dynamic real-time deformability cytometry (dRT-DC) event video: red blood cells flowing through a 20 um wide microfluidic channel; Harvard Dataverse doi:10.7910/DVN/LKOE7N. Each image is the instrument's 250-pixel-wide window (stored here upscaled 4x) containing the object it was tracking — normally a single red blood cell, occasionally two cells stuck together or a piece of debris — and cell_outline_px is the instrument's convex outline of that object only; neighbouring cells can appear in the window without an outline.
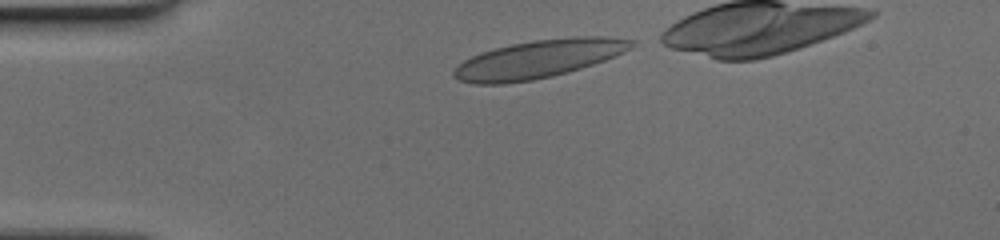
{"species": "human", "species_latin": "Homo sapiens", "temperature_condition": "cold", "stored_images_in_passage": 34, "camera_frame_rate_fps": 3000, "um_per_image_px": 0.085, "donor": {"sex": "female"}, "frame": {"image": 1, "passage_image": 1, "time_ms": 0.0, "image_size_px": [1000, 240], "cell_outline_px": [[636, 44], [632, 48], [624, 52], [604, 60], [568, 72], [552, 76], [532, 80], [504, 84], [472, 84], [460, 80], [452, 76], [452, 72], [464, 60], [480, 52], [512, 44], [532, 40], [576, 36], [608, 36], [636, 40]], "centroid_in_image_um": [45.8, 5.01], "position_along_channel_um": 39.2, "area_um2": 39.48}}
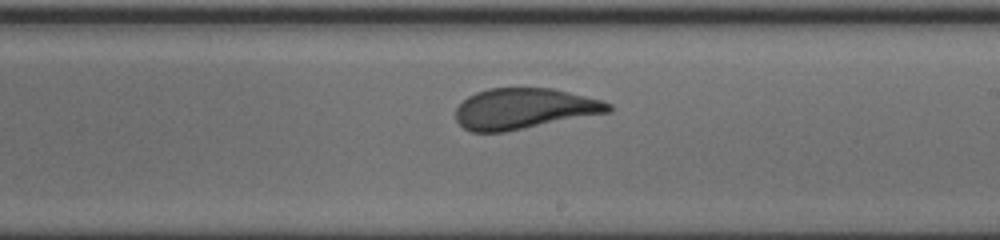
{"frame": {"image": 2, "passage_image": 19, "time_ms": 6.0, "image_size_px": [1000, 240], "cell_outline_px": [[612, 112], [504, 132], [472, 132], [464, 128], [456, 120], [456, 108], [468, 96], [476, 92], [488, 88], [552, 88], [600, 100], [612, 104]], "centroid_in_image_um": [44.55, 9.24], "position_along_channel_um": 244.5, "area_um2": 36.18}}
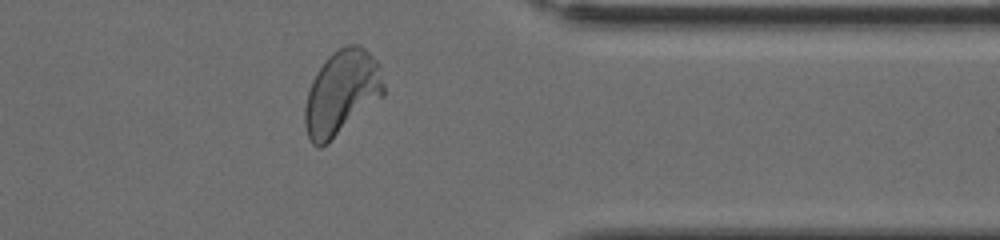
{"frame": {"image": 3, "passage_image": 30, "time_ms": 9.667, "image_size_px": [1000, 240], "cell_outline_px": [[384, 96], [328, 144], [320, 148], [316, 148], [312, 144], [308, 136], [304, 124], [304, 108], [308, 92], [312, 80], [316, 72], [328, 56], [340, 48], [348, 44], [360, 44], [376, 60], [384, 84]], "centroid_in_image_um": [29.02, 7.92], "position_along_channel_um": 382.4, "area_um2": 39.02}}